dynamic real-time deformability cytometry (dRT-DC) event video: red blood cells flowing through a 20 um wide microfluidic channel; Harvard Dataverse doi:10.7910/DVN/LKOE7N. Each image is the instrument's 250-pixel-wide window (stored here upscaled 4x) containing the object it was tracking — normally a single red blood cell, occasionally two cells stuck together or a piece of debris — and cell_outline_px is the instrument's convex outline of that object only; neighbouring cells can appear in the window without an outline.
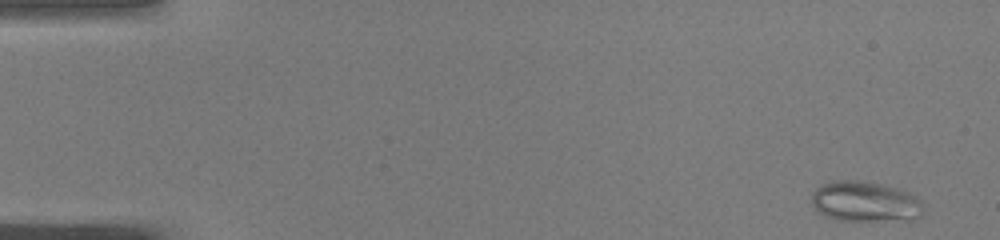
{"species": "common noctule bat (a hibernating species)", "species_latin": "Nyctalus noctula", "temperature_condition": "warm", "stored_images_in_passage": 49, "camera_frame_rate_fps": 3000, "um_per_image_px": 0.085, "animal": {"sex": "male", "body_mass_g": 19.0, "forearm_length_mm": 50.8}, "frame": {"image": 1, "passage_image": 2, "time_ms": 0.333, "image_size_px": [1000, 240], "cell_outline_px": [[924, 212], [916, 220], [840, 220], [824, 216], [816, 212], [812, 204], [812, 192], [816, 188], [832, 180], [856, 180], [884, 184], [908, 192], [916, 196], [920, 200]], "centroid_in_image_um": [73.53, 17.14], "position_along_channel_um": 11.5, "area_um2": 26.59}}
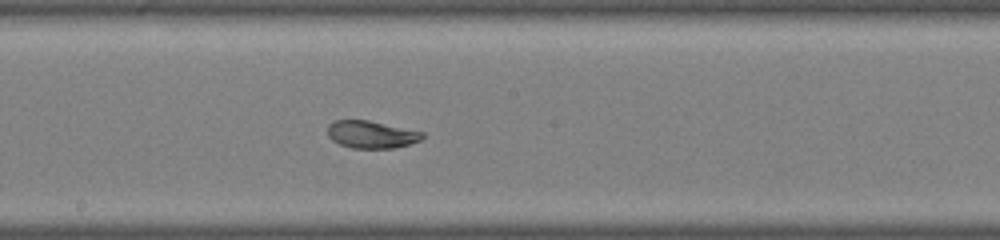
{"frame": {"image": 2, "passage_image": 27, "time_ms": 8.667, "image_size_px": [1000, 240], "cell_outline_px": [[424, 136], [420, 140], [396, 148], [352, 148], [340, 144], [332, 140], [328, 136], [328, 124], [336, 120], [368, 120], [424, 132]], "centroid_in_image_um": [31.56, 11.43], "position_along_channel_um": 216.6, "area_um2": 15.09}}
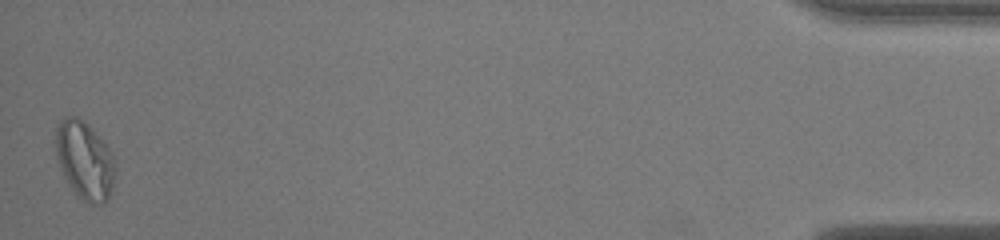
{"frame": {"image": 3, "passage_image": 49, "time_ms": 16.0, "image_size_px": [1000, 240], "cell_outline_px": [[116, 172], [112, 192], [104, 204], [92, 204], [84, 200], [68, 184], [56, 160], [56, 128], [60, 120], [68, 116], [76, 116], [84, 120], [92, 128], [112, 152], [116, 168]], "centroid_in_image_um": [7.22, 13.62], "position_along_channel_um": 428.0, "area_um2": 27.22}, "authors_computed_cell_mechanics": {"area_um2": 20.1144, "velocity_mm_per_s": 4.0604, "shape_relaxation_time_tau1_ms": null, "shape_relaxation_time_tau2_ms": 0.6894, "deformation_change_tau1": null, "deformation_change_tau2": 0.0587}}